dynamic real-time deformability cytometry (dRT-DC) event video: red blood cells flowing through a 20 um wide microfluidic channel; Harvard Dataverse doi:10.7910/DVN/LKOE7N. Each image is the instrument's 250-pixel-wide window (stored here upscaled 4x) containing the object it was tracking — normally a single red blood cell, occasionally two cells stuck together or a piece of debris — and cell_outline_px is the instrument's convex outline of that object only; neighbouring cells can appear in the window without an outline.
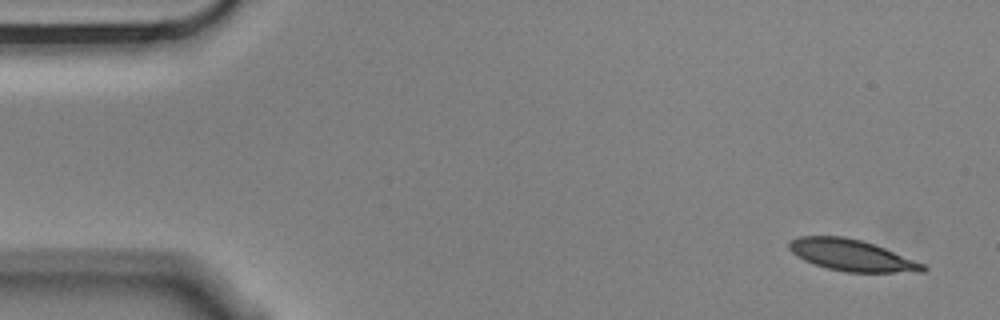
{"species": "Egyptian fruit bat (a non-hibernating species)", "species_latin": "Rousettus aegyptiacus", "temperature_condition": "cold", "stored_images_in_passage": 4, "camera_frame_rate_fps": 3000, "um_per_image_px": 0.085, "animal": {"sex": "male"}, "frame": {"image": 1, "passage_image": 1, "time_ms": 0.0, "image_size_px": [1000, 320], "cell_outline_px": [[928, 268], [924, 272], [848, 272], [828, 268], [804, 260], [796, 256], [788, 248], [788, 240], [800, 236], [844, 236], [860, 240], [884, 248], [924, 264]], "centroid_in_image_um": [72.36, 21.69], "position_along_channel_um": 12.6, "area_um2": 24.28}}
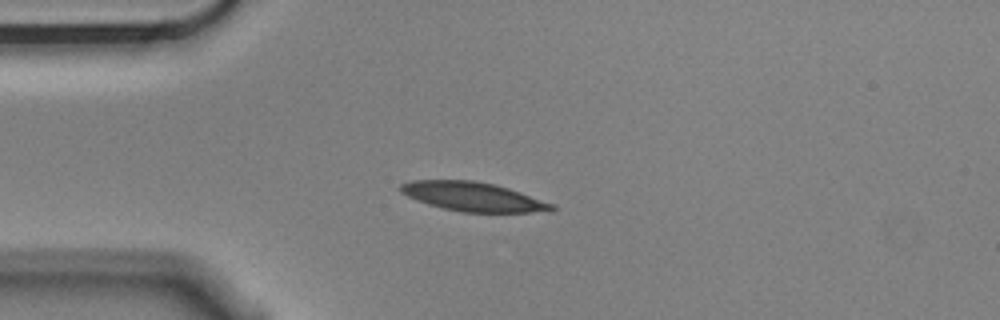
{"frame": {"image": 2, "passage_image": 4, "time_ms": 1.0, "image_size_px": [1000, 320], "cell_outline_px": [[556, 208], [552, 212], [460, 212], [428, 204], [416, 200], [400, 192], [400, 184], [412, 180], [472, 180], [492, 184], [508, 188], [556, 204]], "centroid_in_image_um": [40.25, 16.72], "position_along_channel_um": 44.8, "area_um2": 25.66}}